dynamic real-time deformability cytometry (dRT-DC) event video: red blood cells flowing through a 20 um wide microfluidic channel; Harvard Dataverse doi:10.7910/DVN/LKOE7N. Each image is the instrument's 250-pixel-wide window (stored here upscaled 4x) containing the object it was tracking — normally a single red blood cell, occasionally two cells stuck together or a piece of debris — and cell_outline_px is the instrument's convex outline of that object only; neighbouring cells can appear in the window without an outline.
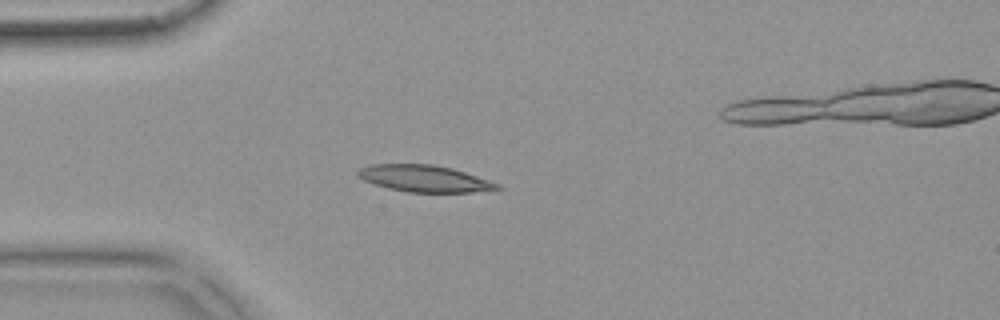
{"species": "common noctule bat (a hibernating species)", "species_latin": "Nyctalus noctula", "temperature_condition": "warm", "stored_images_in_passage": 44, "camera_frame_rate_fps": 3000, "um_per_image_px": 0.085, "animal": {"sex": "female", "body_mass_g": 18.4}, "frame": {"image": 1, "passage_image": 5, "time_ms": 1.333, "image_size_px": [1000, 320], "cell_outline_px": [[504, 188], [472, 192], [408, 192], [388, 188], [364, 180], [356, 176], [356, 172], [360, 168], [372, 164], [432, 164], [452, 168], [500, 184]], "centroid_in_image_um": [36.06, 15.17], "position_along_channel_um": 48.9, "area_um2": 21.56}}
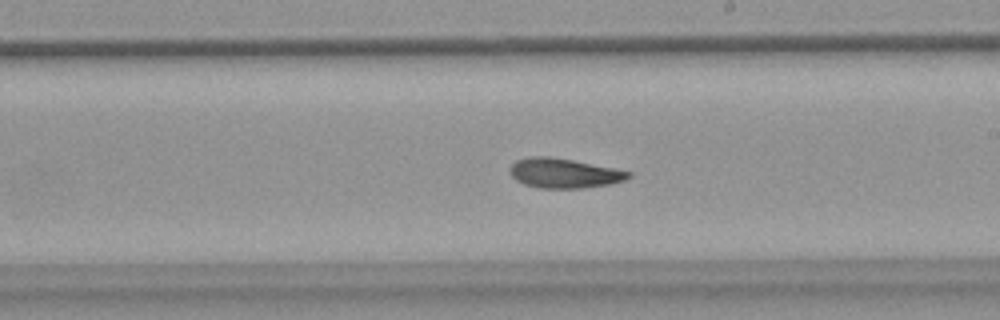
{"frame": {"image": 2, "passage_image": 21, "time_ms": 6.667, "image_size_px": [1000, 320], "cell_outline_px": [[632, 176], [624, 180], [612, 184], [584, 188], [540, 188], [524, 184], [516, 180], [512, 176], [508, 168], [516, 160], [532, 156], [548, 156], [572, 160], [632, 172]], "centroid_in_image_um": [47.93, 14.73], "position_along_channel_um": 241.1, "area_um2": 20.46}}
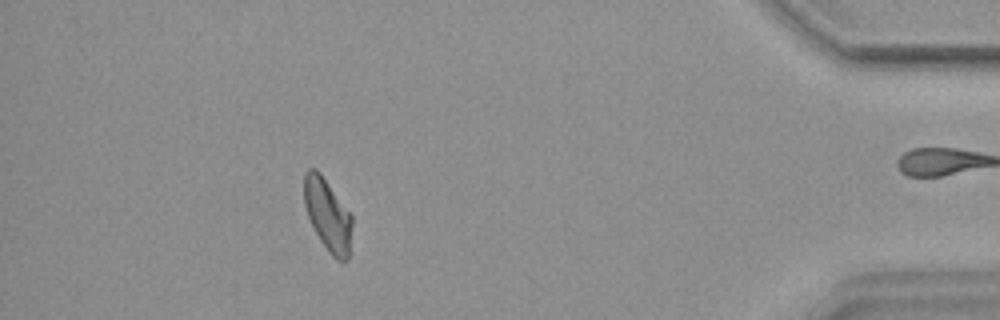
{"frame": {"image": 3, "passage_image": 38, "time_ms": 12.333, "image_size_px": [1000, 320], "cell_outline_px": [[352, 224], [348, 260], [336, 260], [328, 252], [320, 240], [308, 216], [304, 204], [304, 172], [308, 168], [316, 168], [320, 172], [352, 216]], "centroid_in_image_um": [27.84, 18.25], "position_along_channel_um": 407.4, "area_um2": 20.0}, "authors_computed_cell_mechanics": {"area_um2": 20.5768, "velocity_mm_per_s": 3.8596, "shape_relaxation_time_tau1_ms": null, "shape_relaxation_time_tau2_ms": 6.0433, "deformation_change_tau1": null, "deformation_change_tau2": 0.133}}